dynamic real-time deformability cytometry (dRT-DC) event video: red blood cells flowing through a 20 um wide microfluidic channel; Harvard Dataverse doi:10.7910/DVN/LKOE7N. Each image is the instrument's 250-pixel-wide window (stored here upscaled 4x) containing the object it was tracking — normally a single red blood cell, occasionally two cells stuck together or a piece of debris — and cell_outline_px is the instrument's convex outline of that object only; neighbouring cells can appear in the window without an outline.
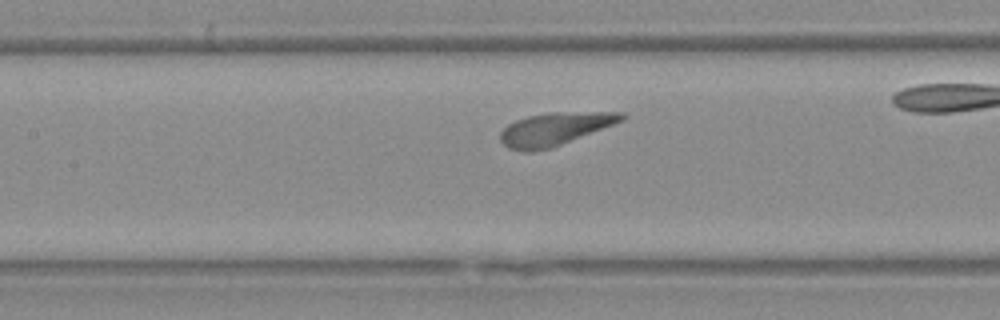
{"species": "Egyptian fruit bat (a non-hibernating species)", "species_latin": "Rousettus aegyptiacus", "temperature_condition": "warm", "stored_images_in_passage": 19, "camera_frame_rate_fps": 3000, "um_per_image_px": 0.085, "animal": {"sex": "female"}, "frame": {"image": 1, "passage_image": 8, "time_ms": 2.333, "image_size_px": [1000, 320], "cell_outline_px": [[628, 116], [624, 120], [552, 148], [532, 152], [524, 152], [508, 148], [500, 140], [500, 132], [508, 124], [516, 120], [528, 116], [548, 112], [624, 112]], "centroid_in_image_um": [47.16, 10.96], "position_along_channel_um": 160.2, "area_um2": 23.29}}
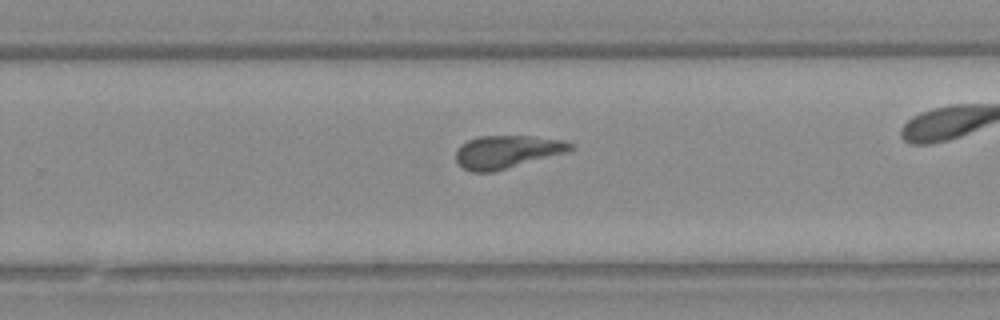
{"frame": {"image": 2, "passage_image": 19, "time_ms": 6.0, "image_size_px": [1000, 320], "cell_outline_px": [[576, 148], [568, 152], [508, 168], [492, 172], [472, 172], [464, 168], [456, 160], [456, 148], [460, 144], [468, 140], [480, 136], [532, 136], [564, 140], [572, 144]], "centroid_in_image_um": [43.11, 12.9], "position_along_channel_um": 286.7, "area_um2": 22.02}}